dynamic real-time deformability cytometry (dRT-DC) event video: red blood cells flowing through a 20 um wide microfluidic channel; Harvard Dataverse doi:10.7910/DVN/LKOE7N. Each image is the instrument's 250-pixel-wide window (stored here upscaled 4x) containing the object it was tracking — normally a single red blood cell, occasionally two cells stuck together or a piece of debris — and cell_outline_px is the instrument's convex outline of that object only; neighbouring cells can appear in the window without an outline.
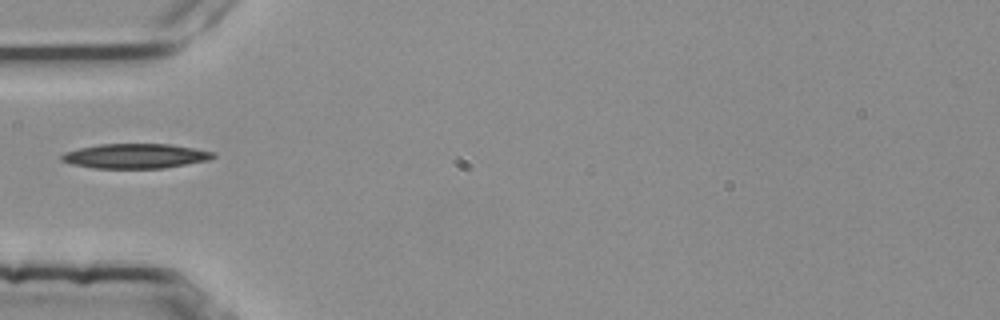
{"species": "common noctule bat (a hibernating species)", "species_latin": "Nyctalus noctula", "temperature_condition": "room temperature", "stored_images_in_passage": 32, "camera_frame_rate_fps": 3000, "um_per_image_px": 0.085, "animal": {"sex": "female", "body_mass_g": 25.1}, "frame": {"image": 1, "passage_image": 1, "time_ms": 0.0, "image_size_px": [1000, 320], "cell_outline_px": [[216, 156], [208, 160], [164, 168], [92, 168], [72, 164], [60, 160], [60, 156], [64, 152], [80, 148], [100, 144], [168, 144], [216, 152]], "centroid_in_image_um": [11.49, 13.26], "position_along_channel_um": 73.5, "area_um2": 21.73}}
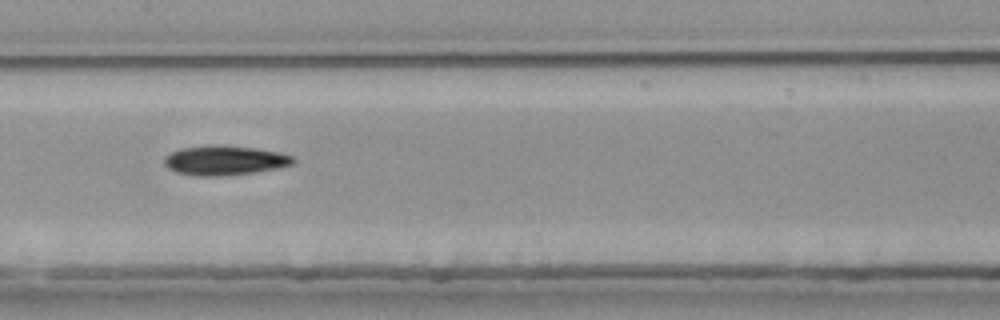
{"frame": {"image": 2, "passage_image": 10, "time_ms": 3.0, "image_size_px": [1000, 320], "cell_outline_px": [[296, 160], [292, 164], [276, 168], [252, 172], [208, 176], [200, 176], [176, 172], [168, 168], [164, 164], [164, 156], [180, 148], [208, 144], [220, 144], [256, 148], [276, 152], [292, 156]], "centroid_in_image_um": [19.04, 13.6], "position_along_channel_um": 188.4, "area_um2": 22.02}}